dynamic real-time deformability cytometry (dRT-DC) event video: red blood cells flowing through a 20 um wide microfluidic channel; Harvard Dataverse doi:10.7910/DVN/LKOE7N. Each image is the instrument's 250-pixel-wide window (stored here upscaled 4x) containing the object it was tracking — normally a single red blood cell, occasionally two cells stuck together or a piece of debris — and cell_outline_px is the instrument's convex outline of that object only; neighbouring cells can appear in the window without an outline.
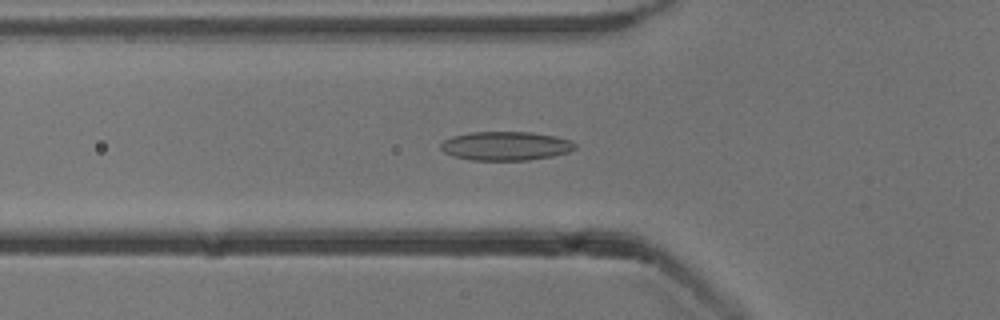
{"species": "common noctule bat (a hibernating species)", "species_latin": "Nyctalus noctula", "temperature_condition": "cold", "stored_images_in_passage": 54, "camera_frame_rate_fps": 3000, "um_per_image_px": 0.085, "animal": {"sex": "male", "body_mass_g": 13.3}, "frame": {"image": 1, "passage_image": 18, "time_ms": 5.667, "image_size_px": [1000, 320], "cell_outline_px": [[576, 148], [568, 152], [552, 156], [528, 160], [472, 160], [452, 156], [444, 152], [440, 148], [440, 144], [444, 140], [452, 136], [468, 132], [532, 132], [572, 140], [576, 144]], "centroid_in_image_um": [42.96, 12.4], "position_along_channel_um": 82.8, "area_um2": 22.66}}
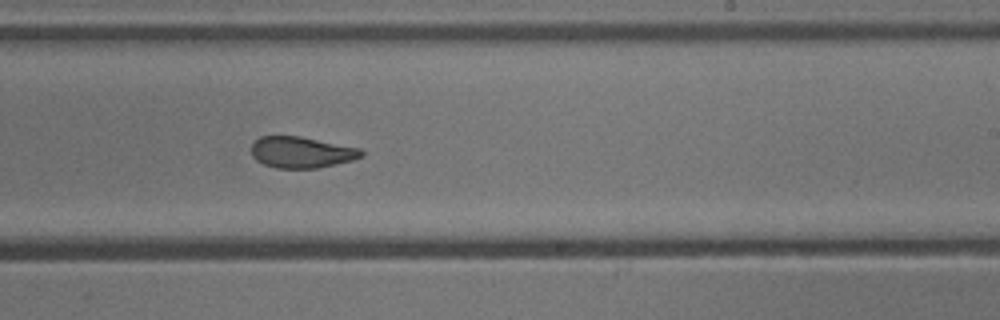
{"frame": {"image": 2, "passage_image": 32, "time_ms": 10.333, "image_size_px": [1000, 320], "cell_outline_px": [[364, 156], [352, 160], [320, 168], [276, 168], [264, 164], [256, 160], [252, 156], [252, 144], [260, 136], [300, 136], [360, 148], [364, 152]], "centroid_in_image_um": [25.64, 12.95], "position_along_channel_um": 263.4, "area_um2": 20.06}}
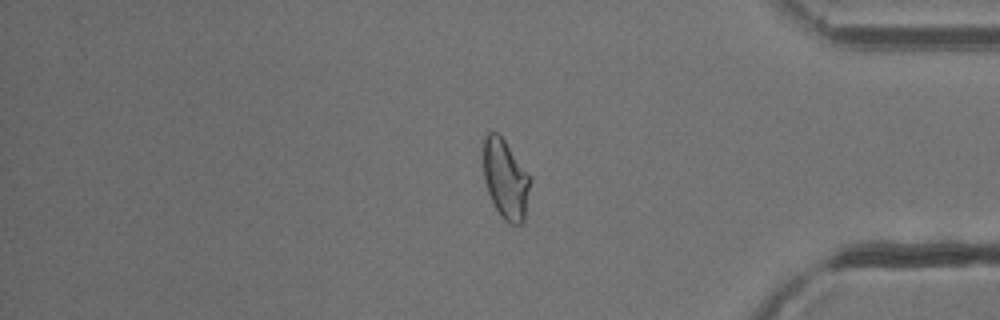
{"frame": {"image": 3, "passage_image": 44, "time_ms": 14.333, "image_size_px": [1000, 320], "cell_outline_px": [[528, 188], [524, 220], [520, 224], [508, 224], [500, 216], [488, 192], [484, 176], [484, 136], [488, 132], [496, 132], [504, 140], [528, 172]], "centroid_in_image_um": [42.94, 15.23], "position_along_channel_um": 392.3, "area_um2": 21.04}, "authors_computed_cell_mechanics": {"area_um2": 21.675, "velocity_mm_per_s": 3.8475, "shape_relaxation_time_tau1_ms": 6.854, "shape_relaxation_time_tau2_ms": 2.3495, "deformation_change_tau1": 0.1627, "deformation_change_tau2": 0.0835}}